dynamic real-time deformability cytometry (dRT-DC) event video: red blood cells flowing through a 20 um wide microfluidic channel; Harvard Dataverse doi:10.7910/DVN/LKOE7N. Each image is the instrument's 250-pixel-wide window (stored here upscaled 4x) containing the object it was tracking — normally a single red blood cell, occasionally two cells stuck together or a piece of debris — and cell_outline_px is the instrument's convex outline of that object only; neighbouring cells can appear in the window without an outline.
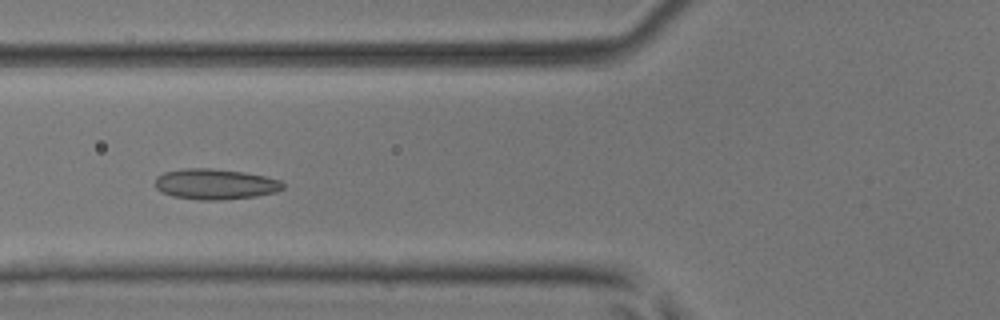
{"species": "common noctule bat (a hibernating species)", "species_latin": "Nyctalus noctula", "temperature_condition": "room temperature", "stored_images_in_passage": 49, "camera_frame_rate_fps": 3000, "um_per_image_px": 0.085, "animal": {"sex": "male", "body_mass_g": 17.9, "forearm_length_mm": 54.2}, "frame": {"image": 1, "passage_image": 18, "time_ms": 5.667, "image_size_px": [1000, 320], "cell_outline_px": [[284, 188], [276, 192], [256, 196], [220, 200], [200, 200], [172, 196], [160, 192], [156, 188], [156, 176], [164, 172], [184, 168], [212, 168], [244, 172], [264, 176], [280, 180], [284, 184]], "centroid_in_image_um": [18.28, 15.65], "position_along_channel_um": 107.5, "area_um2": 22.89}}
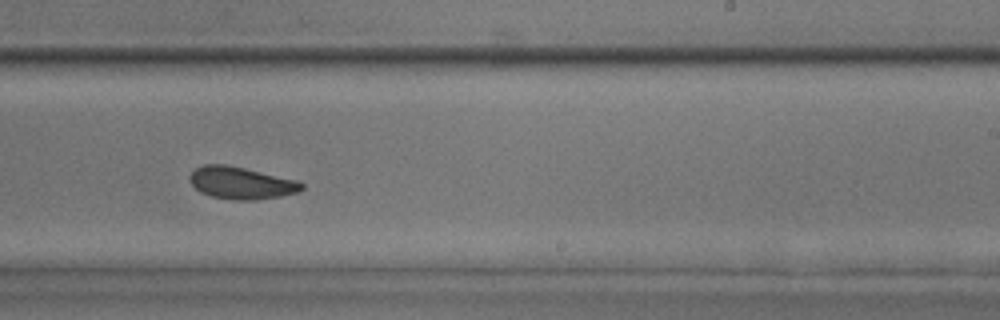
{"frame": {"image": 2, "passage_image": 30, "time_ms": 9.667, "image_size_px": [1000, 320], "cell_outline_px": [[304, 188], [300, 192], [280, 196], [256, 200], [232, 200], [212, 196], [200, 192], [188, 180], [188, 176], [196, 168], [204, 164], [224, 164], [244, 168], [296, 180], [304, 184]], "centroid_in_image_um": [20.49, 15.56], "position_along_channel_um": 268.5, "area_um2": 20.98}}
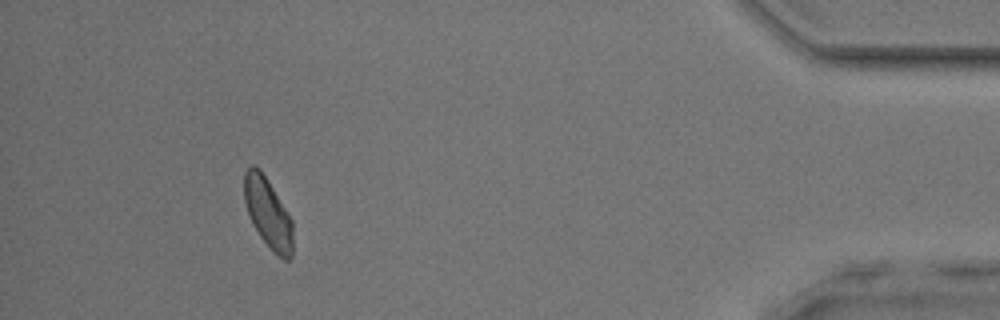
{"frame": {"image": 3, "passage_image": 45, "time_ms": 14.667, "image_size_px": [1000, 320], "cell_outline_px": [[292, 256], [288, 260], [284, 260], [272, 252], [260, 236], [252, 224], [244, 200], [244, 172], [252, 164], [260, 168], [268, 180], [292, 220]], "centroid_in_image_um": [22.77, 18.11], "position_along_channel_um": 412.4, "area_um2": 19.83}, "authors_computed_cell_mechanics": {"area_um2": 21.5016, "velocity_mm_per_s": 4.0419, "shape_relaxation_time_tau1_ms": 6.1527, "shape_relaxation_time_tau2_ms": 2.549, "deformation_change_tau1": 0.1055, "deformation_change_tau2": 0.0825}}